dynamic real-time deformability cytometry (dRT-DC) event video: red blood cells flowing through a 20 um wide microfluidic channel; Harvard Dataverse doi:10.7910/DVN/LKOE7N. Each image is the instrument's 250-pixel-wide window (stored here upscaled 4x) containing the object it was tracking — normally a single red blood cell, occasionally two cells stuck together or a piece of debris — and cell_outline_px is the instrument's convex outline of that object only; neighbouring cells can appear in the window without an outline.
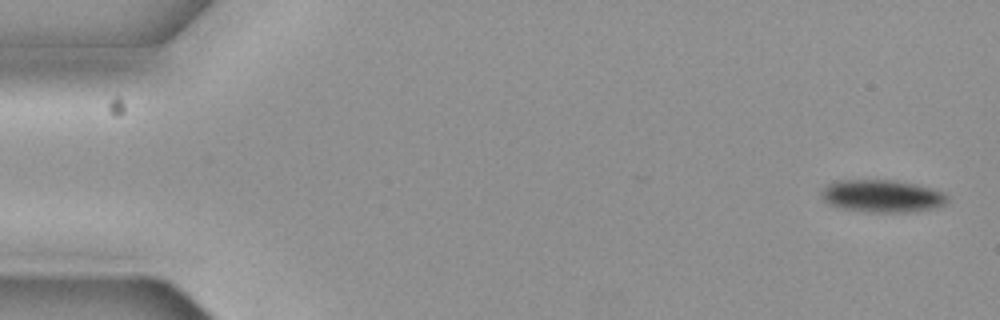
{"species": "common noctule bat (a hibernating species)", "species_latin": "Nyctalus noctula", "temperature_condition": "cold", "stored_images_in_passage": 6, "camera_frame_rate_fps": 3000, "um_per_image_px": 0.085, "animal": {"sex": "female", "body_mass_g": 19.3, "forearm_length_mm": 54.1}, "frame": {"image": 1, "passage_image": 1, "time_ms": 0.0, "image_size_px": [1000, 320], "cell_outline_px": [[948, 204], [940, 208], [920, 212], [868, 212], [840, 208], [828, 204], [820, 196], [824, 188], [828, 184], [844, 180], [888, 180], [912, 184], [928, 188], [940, 192], [948, 196]], "centroid_in_image_um": [75.02, 16.7], "position_along_channel_um": 10.0, "area_um2": 23.87}}